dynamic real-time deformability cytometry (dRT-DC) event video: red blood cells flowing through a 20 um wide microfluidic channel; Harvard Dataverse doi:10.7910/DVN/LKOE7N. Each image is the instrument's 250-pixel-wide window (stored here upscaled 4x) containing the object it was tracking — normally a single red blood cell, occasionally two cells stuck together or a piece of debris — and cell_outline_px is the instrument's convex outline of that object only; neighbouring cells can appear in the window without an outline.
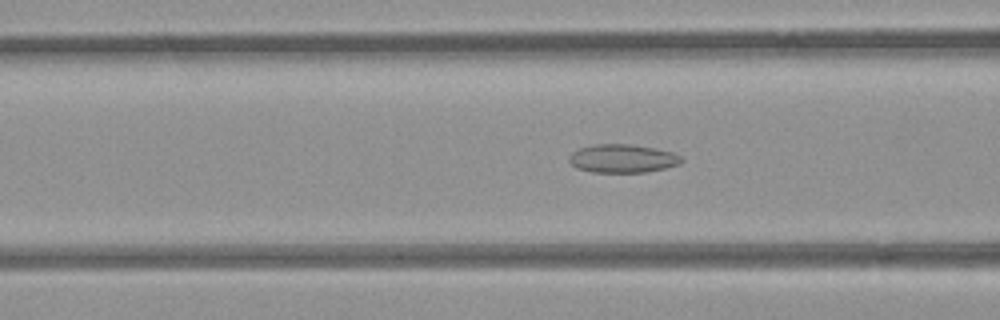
{"species": "common noctule bat (a hibernating species)", "species_latin": "Nyctalus noctula", "temperature_condition": "room temperature", "stored_images_in_passage": 55, "segment_of_instrument_passage": [1, 2], "camera_frame_rate_fps": 3000, "um_per_image_px": 0.085, "animal": {"sex": "female", "body_mass_g": 21.9}, "frame": {"image": 1, "passage_image": 21, "time_ms": 6.667, "image_size_px": [1000, 320], "cell_outline_px": [[684, 160], [680, 164], [664, 168], [644, 172], [592, 172], [576, 168], [568, 160], [568, 156], [572, 152], [580, 148], [596, 144], [632, 144], [672, 152], [680, 156]], "centroid_in_image_um": [52.89, 13.47], "position_along_channel_um": 113.7, "area_um2": 18.5}}
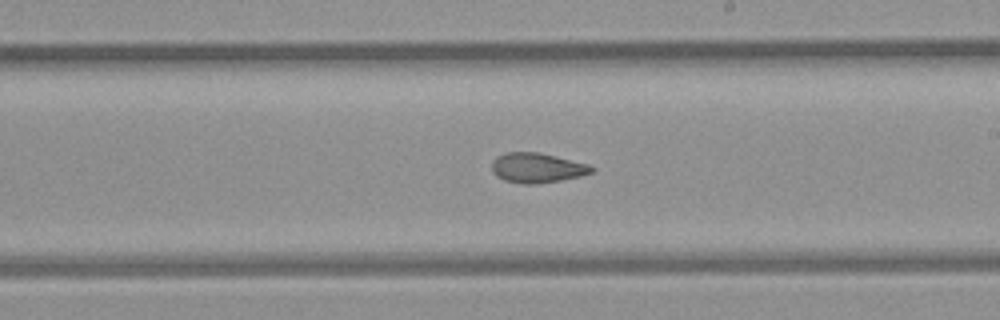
{"frame": {"image": 2, "passage_image": 31, "time_ms": 10.0, "image_size_px": [1000, 320], "cell_outline_px": [[596, 168], [592, 172], [580, 176], [560, 180], [536, 184], [524, 184], [504, 180], [496, 176], [492, 172], [492, 160], [496, 156], [504, 152], [540, 152], [588, 164]], "centroid_in_image_um": [45.62, 14.26], "position_along_channel_um": 243.4, "area_um2": 17.46}}
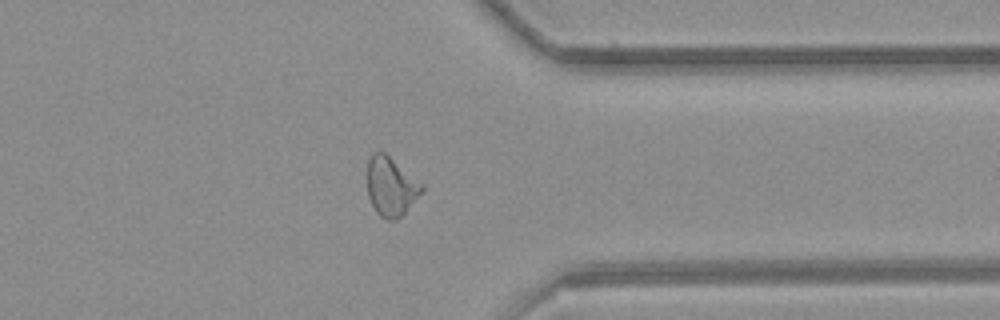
{"frame": {"image": 3, "passage_image": 42, "time_ms": 13.667, "image_size_px": [1000, 320], "cell_outline_px": [[424, 192], [396, 220], [388, 220], [380, 216], [376, 212], [368, 196], [368, 160], [372, 152], [384, 152], [424, 184]], "centroid_in_image_um": [33.25, 15.85], "position_along_channel_um": 378.1, "area_um2": 18.73}}